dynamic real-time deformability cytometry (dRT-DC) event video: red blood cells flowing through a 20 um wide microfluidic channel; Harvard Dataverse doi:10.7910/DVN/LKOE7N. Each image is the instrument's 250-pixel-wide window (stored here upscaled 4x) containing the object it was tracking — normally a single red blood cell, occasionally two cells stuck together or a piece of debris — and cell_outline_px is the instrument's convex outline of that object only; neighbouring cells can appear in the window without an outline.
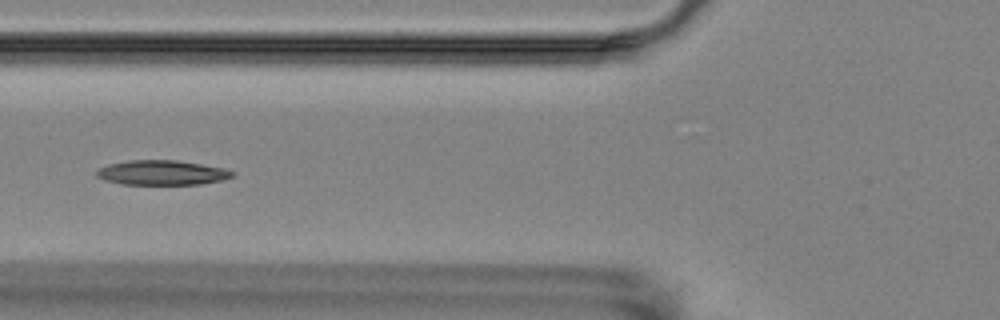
{"species": "Egyptian fruit bat (a non-hibernating species)", "species_latin": "Rousettus aegyptiacus", "temperature_condition": "room temperature", "stored_images_in_passage": 15, "camera_frame_rate_fps": 3000, "um_per_image_px": 0.085, "animal": {"sex": "female"}, "frame": {"image": 1, "passage_image": 5, "time_ms": 4.667, "image_size_px": [1000, 320], "cell_outline_px": [[236, 176], [224, 180], [200, 184], [120, 184], [104, 180], [96, 176], [96, 172], [100, 168], [108, 164], [128, 160], [176, 160], [224, 168], [236, 172]], "centroid_in_image_um": [13.8, 14.68], "position_along_channel_um": 112.0, "area_um2": 19.65}}
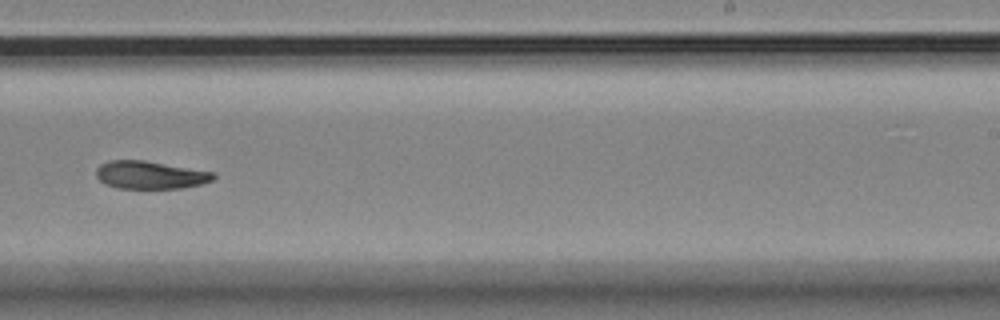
{"frame": {"image": 2, "passage_image": 9, "time_ms": 9.333, "image_size_px": [1000, 320], "cell_outline_px": [[216, 176], [212, 180], [200, 184], [180, 188], [116, 188], [104, 184], [96, 176], [96, 168], [100, 164], [108, 160], [144, 160], [216, 172]], "centroid_in_image_um": [12.75, 14.86], "position_along_channel_um": 276.3, "area_um2": 19.13}}
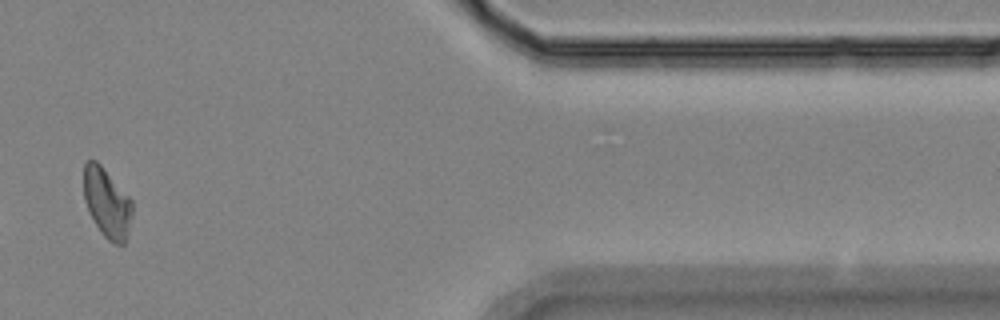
{"frame": {"image": 3, "passage_image": 13, "time_ms": 14.0, "image_size_px": [1000, 320], "cell_outline_px": [[132, 216], [124, 244], [116, 244], [108, 240], [100, 232], [84, 200], [84, 164], [88, 160], [96, 160], [104, 168], [132, 200]], "centroid_in_image_um": [9.09, 17.23], "position_along_channel_um": 402.3, "area_um2": 19.36}}